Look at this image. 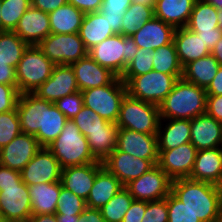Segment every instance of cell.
<instances>
[{
  "instance_id": "cell-49",
  "label": "cell",
  "mask_w": 222,
  "mask_h": 222,
  "mask_svg": "<svg viewBox=\"0 0 222 222\" xmlns=\"http://www.w3.org/2000/svg\"><path fill=\"white\" fill-rule=\"evenodd\" d=\"M18 97L19 92L14 86L0 84V113L13 110Z\"/></svg>"
},
{
  "instance_id": "cell-29",
  "label": "cell",
  "mask_w": 222,
  "mask_h": 222,
  "mask_svg": "<svg viewBox=\"0 0 222 222\" xmlns=\"http://www.w3.org/2000/svg\"><path fill=\"white\" fill-rule=\"evenodd\" d=\"M78 34L89 50L115 33L102 13L91 12L84 15Z\"/></svg>"
},
{
  "instance_id": "cell-8",
  "label": "cell",
  "mask_w": 222,
  "mask_h": 222,
  "mask_svg": "<svg viewBox=\"0 0 222 222\" xmlns=\"http://www.w3.org/2000/svg\"><path fill=\"white\" fill-rule=\"evenodd\" d=\"M84 106L103 119L117 123L121 102L127 94L126 84L117 77L111 84L81 91Z\"/></svg>"
},
{
  "instance_id": "cell-65",
  "label": "cell",
  "mask_w": 222,
  "mask_h": 222,
  "mask_svg": "<svg viewBox=\"0 0 222 222\" xmlns=\"http://www.w3.org/2000/svg\"><path fill=\"white\" fill-rule=\"evenodd\" d=\"M217 222H222V210H221V213H220V216H219Z\"/></svg>"
},
{
  "instance_id": "cell-34",
  "label": "cell",
  "mask_w": 222,
  "mask_h": 222,
  "mask_svg": "<svg viewBox=\"0 0 222 222\" xmlns=\"http://www.w3.org/2000/svg\"><path fill=\"white\" fill-rule=\"evenodd\" d=\"M67 117L55 106L45 100L44 132H37L34 136L42 147H47L62 132Z\"/></svg>"
},
{
  "instance_id": "cell-45",
  "label": "cell",
  "mask_w": 222,
  "mask_h": 222,
  "mask_svg": "<svg viewBox=\"0 0 222 222\" xmlns=\"http://www.w3.org/2000/svg\"><path fill=\"white\" fill-rule=\"evenodd\" d=\"M20 133V120L16 107L13 110L0 113V149Z\"/></svg>"
},
{
  "instance_id": "cell-38",
  "label": "cell",
  "mask_w": 222,
  "mask_h": 222,
  "mask_svg": "<svg viewBox=\"0 0 222 222\" xmlns=\"http://www.w3.org/2000/svg\"><path fill=\"white\" fill-rule=\"evenodd\" d=\"M154 16V7L132 3L124 12L121 24V35H133L143 24Z\"/></svg>"
},
{
  "instance_id": "cell-32",
  "label": "cell",
  "mask_w": 222,
  "mask_h": 222,
  "mask_svg": "<svg viewBox=\"0 0 222 222\" xmlns=\"http://www.w3.org/2000/svg\"><path fill=\"white\" fill-rule=\"evenodd\" d=\"M84 13L70 3H66L49 13L52 34L78 33Z\"/></svg>"
},
{
  "instance_id": "cell-57",
  "label": "cell",
  "mask_w": 222,
  "mask_h": 222,
  "mask_svg": "<svg viewBox=\"0 0 222 222\" xmlns=\"http://www.w3.org/2000/svg\"><path fill=\"white\" fill-rule=\"evenodd\" d=\"M207 95H222V65L213 78L211 84L206 89Z\"/></svg>"
},
{
  "instance_id": "cell-33",
  "label": "cell",
  "mask_w": 222,
  "mask_h": 222,
  "mask_svg": "<svg viewBox=\"0 0 222 222\" xmlns=\"http://www.w3.org/2000/svg\"><path fill=\"white\" fill-rule=\"evenodd\" d=\"M119 127L110 122L104 130L89 132L86 136L91 153L98 162H103L116 148Z\"/></svg>"
},
{
  "instance_id": "cell-13",
  "label": "cell",
  "mask_w": 222,
  "mask_h": 222,
  "mask_svg": "<svg viewBox=\"0 0 222 222\" xmlns=\"http://www.w3.org/2000/svg\"><path fill=\"white\" fill-rule=\"evenodd\" d=\"M157 165L172 179L189 178L198 150L190 143L171 150H158Z\"/></svg>"
},
{
  "instance_id": "cell-21",
  "label": "cell",
  "mask_w": 222,
  "mask_h": 222,
  "mask_svg": "<svg viewBox=\"0 0 222 222\" xmlns=\"http://www.w3.org/2000/svg\"><path fill=\"white\" fill-rule=\"evenodd\" d=\"M190 143L198 151L222 147V123L207 113L191 119Z\"/></svg>"
},
{
  "instance_id": "cell-15",
  "label": "cell",
  "mask_w": 222,
  "mask_h": 222,
  "mask_svg": "<svg viewBox=\"0 0 222 222\" xmlns=\"http://www.w3.org/2000/svg\"><path fill=\"white\" fill-rule=\"evenodd\" d=\"M116 148L136 158L158 163L157 134H144L126 128H119Z\"/></svg>"
},
{
  "instance_id": "cell-41",
  "label": "cell",
  "mask_w": 222,
  "mask_h": 222,
  "mask_svg": "<svg viewBox=\"0 0 222 222\" xmlns=\"http://www.w3.org/2000/svg\"><path fill=\"white\" fill-rule=\"evenodd\" d=\"M154 50L138 48L135 58L127 65L120 77L127 84L134 76L143 75L153 70Z\"/></svg>"
},
{
  "instance_id": "cell-31",
  "label": "cell",
  "mask_w": 222,
  "mask_h": 222,
  "mask_svg": "<svg viewBox=\"0 0 222 222\" xmlns=\"http://www.w3.org/2000/svg\"><path fill=\"white\" fill-rule=\"evenodd\" d=\"M219 67L220 64L215 57L209 54L186 64L183 67L182 78L207 89L218 72Z\"/></svg>"
},
{
  "instance_id": "cell-30",
  "label": "cell",
  "mask_w": 222,
  "mask_h": 222,
  "mask_svg": "<svg viewBox=\"0 0 222 222\" xmlns=\"http://www.w3.org/2000/svg\"><path fill=\"white\" fill-rule=\"evenodd\" d=\"M61 181L29 185L32 214H55Z\"/></svg>"
},
{
  "instance_id": "cell-10",
  "label": "cell",
  "mask_w": 222,
  "mask_h": 222,
  "mask_svg": "<svg viewBox=\"0 0 222 222\" xmlns=\"http://www.w3.org/2000/svg\"><path fill=\"white\" fill-rule=\"evenodd\" d=\"M37 46L55 65H71L88 55V50L78 33H51Z\"/></svg>"
},
{
  "instance_id": "cell-11",
  "label": "cell",
  "mask_w": 222,
  "mask_h": 222,
  "mask_svg": "<svg viewBox=\"0 0 222 222\" xmlns=\"http://www.w3.org/2000/svg\"><path fill=\"white\" fill-rule=\"evenodd\" d=\"M172 179L156 164L125 187L134 200L159 201L171 193Z\"/></svg>"
},
{
  "instance_id": "cell-63",
  "label": "cell",
  "mask_w": 222,
  "mask_h": 222,
  "mask_svg": "<svg viewBox=\"0 0 222 222\" xmlns=\"http://www.w3.org/2000/svg\"><path fill=\"white\" fill-rule=\"evenodd\" d=\"M218 27L222 30V9H218Z\"/></svg>"
},
{
  "instance_id": "cell-35",
  "label": "cell",
  "mask_w": 222,
  "mask_h": 222,
  "mask_svg": "<svg viewBox=\"0 0 222 222\" xmlns=\"http://www.w3.org/2000/svg\"><path fill=\"white\" fill-rule=\"evenodd\" d=\"M218 10L204 0H196L186 26L190 31L214 30L218 27Z\"/></svg>"
},
{
  "instance_id": "cell-42",
  "label": "cell",
  "mask_w": 222,
  "mask_h": 222,
  "mask_svg": "<svg viewBox=\"0 0 222 222\" xmlns=\"http://www.w3.org/2000/svg\"><path fill=\"white\" fill-rule=\"evenodd\" d=\"M132 4V0H103L99 12L102 13L115 34H121L124 12Z\"/></svg>"
},
{
  "instance_id": "cell-22",
  "label": "cell",
  "mask_w": 222,
  "mask_h": 222,
  "mask_svg": "<svg viewBox=\"0 0 222 222\" xmlns=\"http://www.w3.org/2000/svg\"><path fill=\"white\" fill-rule=\"evenodd\" d=\"M14 32L28 45H38L49 34V14L31 6L20 18Z\"/></svg>"
},
{
  "instance_id": "cell-7",
  "label": "cell",
  "mask_w": 222,
  "mask_h": 222,
  "mask_svg": "<svg viewBox=\"0 0 222 222\" xmlns=\"http://www.w3.org/2000/svg\"><path fill=\"white\" fill-rule=\"evenodd\" d=\"M159 106L131 97L121 102L117 126L144 134H157L160 124Z\"/></svg>"
},
{
  "instance_id": "cell-58",
  "label": "cell",
  "mask_w": 222,
  "mask_h": 222,
  "mask_svg": "<svg viewBox=\"0 0 222 222\" xmlns=\"http://www.w3.org/2000/svg\"><path fill=\"white\" fill-rule=\"evenodd\" d=\"M28 222H57L55 214H32Z\"/></svg>"
},
{
  "instance_id": "cell-64",
  "label": "cell",
  "mask_w": 222,
  "mask_h": 222,
  "mask_svg": "<svg viewBox=\"0 0 222 222\" xmlns=\"http://www.w3.org/2000/svg\"><path fill=\"white\" fill-rule=\"evenodd\" d=\"M0 32H2V22H1V0H0Z\"/></svg>"
},
{
  "instance_id": "cell-61",
  "label": "cell",
  "mask_w": 222,
  "mask_h": 222,
  "mask_svg": "<svg viewBox=\"0 0 222 222\" xmlns=\"http://www.w3.org/2000/svg\"><path fill=\"white\" fill-rule=\"evenodd\" d=\"M132 3H138V4L149 6V7L155 6L154 0H132Z\"/></svg>"
},
{
  "instance_id": "cell-39",
  "label": "cell",
  "mask_w": 222,
  "mask_h": 222,
  "mask_svg": "<svg viewBox=\"0 0 222 222\" xmlns=\"http://www.w3.org/2000/svg\"><path fill=\"white\" fill-rule=\"evenodd\" d=\"M134 198L124 186L104 206L100 208L106 222H122Z\"/></svg>"
},
{
  "instance_id": "cell-62",
  "label": "cell",
  "mask_w": 222,
  "mask_h": 222,
  "mask_svg": "<svg viewBox=\"0 0 222 222\" xmlns=\"http://www.w3.org/2000/svg\"><path fill=\"white\" fill-rule=\"evenodd\" d=\"M204 1L214 6L217 10L222 9V0H204Z\"/></svg>"
},
{
  "instance_id": "cell-47",
  "label": "cell",
  "mask_w": 222,
  "mask_h": 222,
  "mask_svg": "<svg viewBox=\"0 0 222 222\" xmlns=\"http://www.w3.org/2000/svg\"><path fill=\"white\" fill-rule=\"evenodd\" d=\"M55 106L67 117L73 119L84 106L81 91L67 95L54 102Z\"/></svg>"
},
{
  "instance_id": "cell-59",
  "label": "cell",
  "mask_w": 222,
  "mask_h": 222,
  "mask_svg": "<svg viewBox=\"0 0 222 222\" xmlns=\"http://www.w3.org/2000/svg\"><path fill=\"white\" fill-rule=\"evenodd\" d=\"M211 54L215 57L220 65H222V36L211 50Z\"/></svg>"
},
{
  "instance_id": "cell-1",
  "label": "cell",
  "mask_w": 222,
  "mask_h": 222,
  "mask_svg": "<svg viewBox=\"0 0 222 222\" xmlns=\"http://www.w3.org/2000/svg\"><path fill=\"white\" fill-rule=\"evenodd\" d=\"M171 193L202 222H217L222 210V187L179 178L172 180Z\"/></svg>"
},
{
  "instance_id": "cell-16",
  "label": "cell",
  "mask_w": 222,
  "mask_h": 222,
  "mask_svg": "<svg viewBox=\"0 0 222 222\" xmlns=\"http://www.w3.org/2000/svg\"><path fill=\"white\" fill-rule=\"evenodd\" d=\"M41 148L34 135L21 132L0 149V164L21 171Z\"/></svg>"
},
{
  "instance_id": "cell-14",
  "label": "cell",
  "mask_w": 222,
  "mask_h": 222,
  "mask_svg": "<svg viewBox=\"0 0 222 222\" xmlns=\"http://www.w3.org/2000/svg\"><path fill=\"white\" fill-rule=\"evenodd\" d=\"M79 91L71 65H55L51 76L33 94L42 100L56 102Z\"/></svg>"
},
{
  "instance_id": "cell-24",
  "label": "cell",
  "mask_w": 222,
  "mask_h": 222,
  "mask_svg": "<svg viewBox=\"0 0 222 222\" xmlns=\"http://www.w3.org/2000/svg\"><path fill=\"white\" fill-rule=\"evenodd\" d=\"M175 28L157 17L143 24L132 36L138 48H157L173 42Z\"/></svg>"
},
{
  "instance_id": "cell-12",
  "label": "cell",
  "mask_w": 222,
  "mask_h": 222,
  "mask_svg": "<svg viewBox=\"0 0 222 222\" xmlns=\"http://www.w3.org/2000/svg\"><path fill=\"white\" fill-rule=\"evenodd\" d=\"M61 172L59 161L47 147H42L20 171L22 181L28 186L60 181Z\"/></svg>"
},
{
  "instance_id": "cell-52",
  "label": "cell",
  "mask_w": 222,
  "mask_h": 222,
  "mask_svg": "<svg viewBox=\"0 0 222 222\" xmlns=\"http://www.w3.org/2000/svg\"><path fill=\"white\" fill-rule=\"evenodd\" d=\"M0 84L14 86L17 89L15 68L0 58Z\"/></svg>"
},
{
  "instance_id": "cell-44",
  "label": "cell",
  "mask_w": 222,
  "mask_h": 222,
  "mask_svg": "<svg viewBox=\"0 0 222 222\" xmlns=\"http://www.w3.org/2000/svg\"><path fill=\"white\" fill-rule=\"evenodd\" d=\"M86 207V200L61 187L55 215H79Z\"/></svg>"
},
{
  "instance_id": "cell-60",
  "label": "cell",
  "mask_w": 222,
  "mask_h": 222,
  "mask_svg": "<svg viewBox=\"0 0 222 222\" xmlns=\"http://www.w3.org/2000/svg\"><path fill=\"white\" fill-rule=\"evenodd\" d=\"M57 222H77L79 215H56Z\"/></svg>"
},
{
  "instance_id": "cell-26",
  "label": "cell",
  "mask_w": 222,
  "mask_h": 222,
  "mask_svg": "<svg viewBox=\"0 0 222 222\" xmlns=\"http://www.w3.org/2000/svg\"><path fill=\"white\" fill-rule=\"evenodd\" d=\"M173 42L183 67L192 61L211 54L201 38L186 27L175 29Z\"/></svg>"
},
{
  "instance_id": "cell-36",
  "label": "cell",
  "mask_w": 222,
  "mask_h": 222,
  "mask_svg": "<svg viewBox=\"0 0 222 222\" xmlns=\"http://www.w3.org/2000/svg\"><path fill=\"white\" fill-rule=\"evenodd\" d=\"M153 70L173 76H182L181 65L174 42L154 50Z\"/></svg>"
},
{
  "instance_id": "cell-54",
  "label": "cell",
  "mask_w": 222,
  "mask_h": 222,
  "mask_svg": "<svg viewBox=\"0 0 222 222\" xmlns=\"http://www.w3.org/2000/svg\"><path fill=\"white\" fill-rule=\"evenodd\" d=\"M103 0H68V3L75 6L84 14L99 12Z\"/></svg>"
},
{
  "instance_id": "cell-18",
  "label": "cell",
  "mask_w": 222,
  "mask_h": 222,
  "mask_svg": "<svg viewBox=\"0 0 222 222\" xmlns=\"http://www.w3.org/2000/svg\"><path fill=\"white\" fill-rule=\"evenodd\" d=\"M80 91L111 84L118 76L89 55L71 64Z\"/></svg>"
},
{
  "instance_id": "cell-40",
  "label": "cell",
  "mask_w": 222,
  "mask_h": 222,
  "mask_svg": "<svg viewBox=\"0 0 222 222\" xmlns=\"http://www.w3.org/2000/svg\"><path fill=\"white\" fill-rule=\"evenodd\" d=\"M30 7L31 0H1L2 31H14Z\"/></svg>"
},
{
  "instance_id": "cell-46",
  "label": "cell",
  "mask_w": 222,
  "mask_h": 222,
  "mask_svg": "<svg viewBox=\"0 0 222 222\" xmlns=\"http://www.w3.org/2000/svg\"><path fill=\"white\" fill-rule=\"evenodd\" d=\"M168 222H202L172 193L167 196Z\"/></svg>"
},
{
  "instance_id": "cell-9",
  "label": "cell",
  "mask_w": 222,
  "mask_h": 222,
  "mask_svg": "<svg viewBox=\"0 0 222 222\" xmlns=\"http://www.w3.org/2000/svg\"><path fill=\"white\" fill-rule=\"evenodd\" d=\"M182 76L150 71L134 76L127 84V93L136 99L159 106Z\"/></svg>"
},
{
  "instance_id": "cell-19",
  "label": "cell",
  "mask_w": 222,
  "mask_h": 222,
  "mask_svg": "<svg viewBox=\"0 0 222 222\" xmlns=\"http://www.w3.org/2000/svg\"><path fill=\"white\" fill-rule=\"evenodd\" d=\"M16 109L21 132L32 135L44 132L45 100L33 93L19 94Z\"/></svg>"
},
{
  "instance_id": "cell-53",
  "label": "cell",
  "mask_w": 222,
  "mask_h": 222,
  "mask_svg": "<svg viewBox=\"0 0 222 222\" xmlns=\"http://www.w3.org/2000/svg\"><path fill=\"white\" fill-rule=\"evenodd\" d=\"M192 32L196 33L201 38L205 46L210 51L214 48L215 44L222 36V30L220 28H215L214 30Z\"/></svg>"
},
{
  "instance_id": "cell-17",
  "label": "cell",
  "mask_w": 222,
  "mask_h": 222,
  "mask_svg": "<svg viewBox=\"0 0 222 222\" xmlns=\"http://www.w3.org/2000/svg\"><path fill=\"white\" fill-rule=\"evenodd\" d=\"M102 164L120 180L123 186H126L132 180L138 179L154 166L150 160L136 158L131 154L119 151L117 148L111 152Z\"/></svg>"
},
{
  "instance_id": "cell-56",
  "label": "cell",
  "mask_w": 222,
  "mask_h": 222,
  "mask_svg": "<svg viewBox=\"0 0 222 222\" xmlns=\"http://www.w3.org/2000/svg\"><path fill=\"white\" fill-rule=\"evenodd\" d=\"M77 222H106L102 217L100 209H92L86 207L82 213L79 214Z\"/></svg>"
},
{
  "instance_id": "cell-27",
  "label": "cell",
  "mask_w": 222,
  "mask_h": 222,
  "mask_svg": "<svg viewBox=\"0 0 222 222\" xmlns=\"http://www.w3.org/2000/svg\"><path fill=\"white\" fill-rule=\"evenodd\" d=\"M196 0H158L154 15L175 29L186 27Z\"/></svg>"
},
{
  "instance_id": "cell-43",
  "label": "cell",
  "mask_w": 222,
  "mask_h": 222,
  "mask_svg": "<svg viewBox=\"0 0 222 222\" xmlns=\"http://www.w3.org/2000/svg\"><path fill=\"white\" fill-rule=\"evenodd\" d=\"M72 120L85 137L89 134V132L104 130V126L110 123L103 119L99 114L95 113L91 108L86 106H83Z\"/></svg>"
},
{
  "instance_id": "cell-25",
  "label": "cell",
  "mask_w": 222,
  "mask_h": 222,
  "mask_svg": "<svg viewBox=\"0 0 222 222\" xmlns=\"http://www.w3.org/2000/svg\"><path fill=\"white\" fill-rule=\"evenodd\" d=\"M190 137L191 120L161 119L157 131L158 150L174 149L190 142Z\"/></svg>"
},
{
  "instance_id": "cell-23",
  "label": "cell",
  "mask_w": 222,
  "mask_h": 222,
  "mask_svg": "<svg viewBox=\"0 0 222 222\" xmlns=\"http://www.w3.org/2000/svg\"><path fill=\"white\" fill-rule=\"evenodd\" d=\"M189 179L222 187V147L199 150Z\"/></svg>"
},
{
  "instance_id": "cell-6",
  "label": "cell",
  "mask_w": 222,
  "mask_h": 222,
  "mask_svg": "<svg viewBox=\"0 0 222 222\" xmlns=\"http://www.w3.org/2000/svg\"><path fill=\"white\" fill-rule=\"evenodd\" d=\"M54 66L37 45H28L15 69L19 94L34 93L51 76Z\"/></svg>"
},
{
  "instance_id": "cell-50",
  "label": "cell",
  "mask_w": 222,
  "mask_h": 222,
  "mask_svg": "<svg viewBox=\"0 0 222 222\" xmlns=\"http://www.w3.org/2000/svg\"><path fill=\"white\" fill-rule=\"evenodd\" d=\"M146 211V201L133 200L122 222H141Z\"/></svg>"
},
{
  "instance_id": "cell-28",
  "label": "cell",
  "mask_w": 222,
  "mask_h": 222,
  "mask_svg": "<svg viewBox=\"0 0 222 222\" xmlns=\"http://www.w3.org/2000/svg\"><path fill=\"white\" fill-rule=\"evenodd\" d=\"M124 186L104 166L97 172L93 186L86 200L88 208L100 209Z\"/></svg>"
},
{
  "instance_id": "cell-37",
  "label": "cell",
  "mask_w": 222,
  "mask_h": 222,
  "mask_svg": "<svg viewBox=\"0 0 222 222\" xmlns=\"http://www.w3.org/2000/svg\"><path fill=\"white\" fill-rule=\"evenodd\" d=\"M28 44L14 31L0 32V58L16 69Z\"/></svg>"
},
{
  "instance_id": "cell-48",
  "label": "cell",
  "mask_w": 222,
  "mask_h": 222,
  "mask_svg": "<svg viewBox=\"0 0 222 222\" xmlns=\"http://www.w3.org/2000/svg\"><path fill=\"white\" fill-rule=\"evenodd\" d=\"M141 222H168L167 197L159 201H146V211Z\"/></svg>"
},
{
  "instance_id": "cell-2",
  "label": "cell",
  "mask_w": 222,
  "mask_h": 222,
  "mask_svg": "<svg viewBox=\"0 0 222 222\" xmlns=\"http://www.w3.org/2000/svg\"><path fill=\"white\" fill-rule=\"evenodd\" d=\"M32 204L20 171L0 164V222H28Z\"/></svg>"
},
{
  "instance_id": "cell-3",
  "label": "cell",
  "mask_w": 222,
  "mask_h": 222,
  "mask_svg": "<svg viewBox=\"0 0 222 222\" xmlns=\"http://www.w3.org/2000/svg\"><path fill=\"white\" fill-rule=\"evenodd\" d=\"M206 89L179 78L159 105L161 119L191 120L206 113Z\"/></svg>"
},
{
  "instance_id": "cell-5",
  "label": "cell",
  "mask_w": 222,
  "mask_h": 222,
  "mask_svg": "<svg viewBox=\"0 0 222 222\" xmlns=\"http://www.w3.org/2000/svg\"><path fill=\"white\" fill-rule=\"evenodd\" d=\"M138 52L132 36L114 34L88 50V55L101 66L110 69L118 77Z\"/></svg>"
},
{
  "instance_id": "cell-51",
  "label": "cell",
  "mask_w": 222,
  "mask_h": 222,
  "mask_svg": "<svg viewBox=\"0 0 222 222\" xmlns=\"http://www.w3.org/2000/svg\"><path fill=\"white\" fill-rule=\"evenodd\" d=\"M206 113L222 123V95H207Z\"/></svg>"
},
{
  "instance_id": "cell-55",
  "label": "cell",
  "mask_w": 222,
  "mask_h": 222,
  "mask_svg": "<svg viewBox=\"0 0 222 222\" xmlns=\"http://www.w3.org/2000/svg\"><path fill=\"white\" fill-rule=\"evenodd\" d=\"M66 3L68 0H31V6L48 14Z\"/></svg>"
},
{
  "instance_id": "cell-20",
  "label": "cell",
  "mask_w": 222,
  "mask_h": 222,
  "mask_svg": "<svg viewBox=\"0 0 222 222\" xmlns=\"http://www.w3.org/2000/svg\"><path fill=\"white\" fill-rule=\"evenodd\" d=\"M102 167V162L65 167L61 172L60 181L62 186L82 199L87 200L96 174Z\"/></svg>"
},
{
  "instance_id": "cell-4",
  "label": "cell",
  "mask_w": 222,
  "mask_h": 222,
  "mask_svg": "<svg viewBox=\"0 0 222 222\" xmlns=\"http://www.w3.org/2000/svg\"><path fill=\"white\" fill-rule=\"evenodd\" d=\"M47 148L59 161L61 168L98 162L94 159L86 137L72 119H68L60 135Z\"/></svg>"
}]
</instances>
